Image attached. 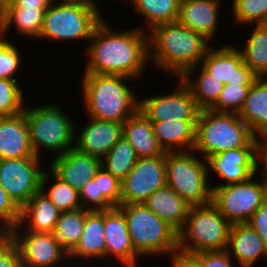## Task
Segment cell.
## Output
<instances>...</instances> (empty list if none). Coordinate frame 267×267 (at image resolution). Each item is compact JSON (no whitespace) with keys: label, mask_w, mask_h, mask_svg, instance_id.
Here are the masks:
<instances>
[{"label":"cell","mask_w":267,"mask_h":267,"mask_svg":"<svg viewBox=\"0 0 267 267\" xmlns=\"http://www.w3.org/2000/svg\"><path fill=\"white\" fill-rule=\"evenodd\" d=\"M108 24L103 18L92 32L84 73L142 77L149 63L148 31H113Z\"/></svg>","instance_id":"obj_1"},{"label":"cell","mask_w":267,"mask_h":267,"mask_svg":"<svg viewBox=\"0 0 267 267\" xmlns=\"http://www.w3.org/2000/svg\"><path fill=\"white\" fill-rule=\"evenodd\" d=\"M149 61L172 77H191L212 46L209 40L178 21L148 31Z\"/></svg>","instance_id":"obj_2"},{"label":"cell","mask_w":267,"mask_h":267,"mask_svg":"<svg viewBox=\"0 0 267 267\" xmlns=\"http://www.w3.org/2000/svg\"><path fill=\"white\" fill-rule=\"evenodd\" d=\"M132 78L84 73L82 97L87 117L123 123L139 110V99L127 85ZM126 82V83H125Z\"/></svg>","instance_id":"obj_3"},{"label":"cell","mask_w":267,"mask_h":267,"mask_svg":"<svg viewBox=\"0 0 267 267\" xmlns=\"http://www.w3.org/2000/svg\"><path fill=\"white\" fill-rule=\"evenodd\" d=\"M117 208L124 214L132 246L140 258L178 251V232L144 203L120 204Z\"/></svg>","instance_id":"obj_4"},{"label":"cell","mask_w":267,"mask_h":267,"mask_svg":"<svg viewBox=\"0 0 267 267\" xmlns=\"http://www.w3.org/2000/svg\"><path fill=\"white\" fill-rule=\"evenodd\" d=\"M255 137L237 113L200 110L194 151L206 160L211 155L246 147Z\"/></svg>","instance_id":"obj_5"},{"label":"cell","mask_w":267,"mask_h":267,"mask_svg":"<svg viewBox=\"0 0 267 267\" xmlns=\"http://www.w3.org/2000/svg\"><path fill=\"white\" fill-rule=\"evenodd\" d=\"M231 227L232 224L212 202L193 206L178 232V251L194 255L226 250Z\"/></svg>","instance_id":"obj_6"},{"label":"cell","mask_w":267,"mask_h":267,"mask_svg":"<svg viewBox=\"0 0 267 267\" xmlns=\"http://www.w3.org/2000/svg\"><path fill=\"white\" fill-rule=\"evenodd\" d=\"M25 115L36 157L41 156L40 149L57 153L55 157H58L74 148L75 130L78 126H75L60 105L48 103L39 107L25 106Z\"/></svg>","instance_id":"obj_7"},{"label":"cell","mask_w":267,"mask_h":267,"mask_svg":"<svg viewBox=\"0 0 267 267\" xmlns=\"http://www.w3.org/2000/svg\"><path fill=\"white\" fill-rule=\"evenodd\" d=\"M103 19L98 4L52 1L45 11L39 39L53 42L91 39L96 25Z\"/></svg>","instance_id":"obj_8"},{"label":"cell","mask_w":267,"mask_h":267,"mask_svg":"<svg viewBox=\"0 0 267 267\" xmlns=\"http://www.w3.org/2000/svg\"><path fill=\"white\" fill-rule=\"evenodd\" d=\"M194 150L166 152V184L191 207L212 202L207 162Z\"/></svg>","instance_id":"obj_9"},{"label":"cell","mask_w":267,"mask_h":267,"mask_svg":"<svg viewBox=\"0 0 267 267\" xmlns=\"http://www.w3.org/2000/svg\"><path fill=\"white\" fill-rule=\"evenodd\" d=\"M255 177L256 174L246 181L211 186L212 203L231 224L247 223L266 200L267 185Z\"/></svg>","instance_id":"obj_10"},{"label":"cell","mask_w":267,"mask_h":267,"mask_svg":"<svg viewBox=\"0 0 267 267\" xmlns=\"http://www.w3.org/2000/svg\"><path fill=\"white\" fill-rule=\"evenodd\" d=\"M40 166L39 157L0 159V183L20 208L41 190Z\"/></svg>","instance_id":"obj_11"},{"label":"cell","mask_w":267,"mask_h":267,"mask_svg":"<svg viewBox=\"0 0 267 267\" xmlns=\"http://www.w3.org/2000/svg\"><path fill=\"white\" fill-rule=\"evenodd\" d=\"M8 235L18 248L23 267H58L62 263L63 267L69 260L53 232L9 230Z\"/></svg>","instance_id":"obj_12"},{"label":"cell","mask_w":267,"mask_h":267,"mask_svg":"<svg viewBox=\"0 0 267 267\" xmlns=\"http://www.w3.org/2000/svg\"><path fill=\"white\" fill-rule=\"evenodd\" d=\"M176 89L169 94L139 98V110L150 121L197 120L200 109L190 89L177 78Z\"/></svg>","instance_id":"obj_13"},{"label":"cell","mask_w":267,"mask_h":267,"mask_svg":"<svg viewBox=\"0 0 267 267\" xmlns=\"http://www.w3.org/2000/svg\"><path fill=\"white\" fill-rule=\"evenodd\" d=\"M165 185V155L138 158L135 166L121 181L120 204L144 203L154 191Z\"/></svg>","instance_id":"obj_14"},{"label":"cell","mask_w":267,"mask_h":267,"mask_svg":"<svg viewBox=\"0 0 267 267\" xmlns=\"http://www.w3.org/2000/svg\"><path fill=\"white\" fill-rule=\"evenodd\" d=\"M205 72L223 84L252 85L258 76L243 62L240 49L228 43L211 46L200 62Z\"/></svg>","instance_id":"obj_15"},{"label":"cell","mask_w":267,"mask_h":267,"mask_svg":"<svg viewBox=\"0 0 267 267\" xmlns=\"http://www.w3.org/2000/svg\"><path fill=\"white\" fill-rule=\"evenodd\" d=\"M255 161L256 137L246 147L230 149L206 159L208 174L211 170L223 181L215 186L246 181L256 174Z\"/></svg>","instance_id":"obj_16"},{"label":"cell","mask_w":267,"mask_h":267,"mask_svg":"<svg viewBox=\"0 0 267 267\" xmlns=\"http://www.w3.org/2000/svg\"><path fill=\"white\" fill-rule=\"evenodd\" d=\"M105 258L115 257L123 267H136L140 257L134 250L124 214L114 207L104 210Z\"/></svg>","instance_id":"obj_17"},{"label":"cell","mask_w":267,"mask_h":267,"mask_svg":"<svg viewBox=\"0 0 267 267\" xmlns=\"http://www.w3.org/2000/svg\"><path fill=\"white\" fill-rule=\"evenodd\" d=\"M88 124L78 134L75 130L74 148L84 154L103 158L122 137L123 123L88 117Z\"/></svg>","instance_id":"obj_18"},{"label":"cell","mask_w":267,"mask_h":267,"mask_svg":"<svg viewBox=\"0 0 267 267\" xmlns=\"http://www.w3.org/2000/svg\"><path fill=\"white\" fill-rule=\"evenodd\" d=\"M50 169L63 181L78 191L93 179L101 168V158L70 149L63 155L54 157Z\"/></svg>","instance_id":"obj_19"},{"label":"cell","mask_w":267,"mask_h":267,"mask_svg":"<svg viewBox=\"0 0 267 267\" xmlns=\"http://www.w3.org/2000/svg\"><path fill=\"white\" fill-rule=\"evenodd\" d=\"M36 157L33 151L25 109L14 116L0 117V159Z\"/></svg>","instance_id":"obj_20"},{"label":"cell","mask_w":267,"mask_h":267,"mask_svg":"<svg viewBox=\"0 0 267 267\" xmlns=\"http://www.w3.org/2000/svg\"><path fill=\"white\" fill-rule=\"evenodd\" d=\"M226 251L240 267H253L258 259H267L264 241L247 223L232 224Z\"/></svg>","instance_id":"obj_21"},{"label":"cell","mask_w":267,"mask_h":267,"mask_svg":"<svg viewBox=\"0 0 267 267\" xmlns=\"http://www.w3.org/2000/svg\"><path fill=\"white\" fill-rule=\"evenodd\" d=\"M220 0H190L180 4L178 22L209 41L217 33Z\"/></svg>","instance_id":"obj_22"},{"label":"cell","mask_w":267,"mask_h":267,"mask_svg":"<svg viewBox=\"0 0 267 267\" xmlns=\"http://www.w3.org/2000/svg\"><path fill=\"white\" fill-rule=\"evenodd\" d=\"M61 212L41 190L21 208V219L10 230L53 232ZM25 224V225H24ZM25 226V228H24Z\"/></svg>","instance_id":"obj_23"},{"label":"cell","mask_w":267,"mask_h":267,"mask_svg":"<svg viewBox=\"0 0 267 267\" xmlns=\"http://www.w3.org/2000/svg\"><path fill=\"white\" fill-rule=\"evenodd\" d=\"M151 122L154 135L165 152L194 150L197 120Z\"/></svg>","instance_id":"obj_24"},{"label":"cell","mask_w":267,"mask_h":267,"mask_svg":"<svg viewBox=\"0 0 267 267\" xmlns=\"http://www.w3.org/2000/svg\"><path fill=\"white\" fill-rule=\"evenodd\" d=\"M144 204L160 219L179 232L186 221L191 206L169 185L154 191Z\"/></svg>","instance_id":"obj_25"},{"label":"cell","mask_w":267,"mask_h":267,"mask_svg":"<svg viewBox=\"0 0 267 267\" xmlns=\"http://www.w3.org/2000/svg\"><path fill=\"white\" fill-rule=\"evenodd\" d=\"M104 210H87L84 223V230L80 241L75 248L68 254V259H86L90 261L105 258V239H104ZM72 258V259H71ZM94 258V259H93ZM89 259V260H88Z\"/></svg>","instance_id":"obj_26"},{"label":"cell","mask_w":267,"mask_h":267,"mask_svg":"<svg viewBox=\"0 0 267 267\" xmlns=\"http://www.w3.org/2000/svg\"><path fill=\"white\" fill-rule=\"evenodd\" d=\"M122 135L132 145L138 158L166 155L154 135L152 122L140 110L123 122Z\"/></svg>","instance_id":"obj_27"},{"label":"cell","mask_w":267,"mask_h":267,"mask_svg":"<svg viewBox=\"0 0 267 267\" xmlns=\"http://www.w3.org/2000/svg\"><path fill=\"white\" fill-rule=\"evenodd\" d=\"M47 9L48 7H7L5 17L0 23V37H6L7 40V32L13 24L17 34L39 40Z\"/></svg>","instance_id":"obj_28"},{"label":"cell","mask_w":267,"mask_h":267,"mask_svg":"<svg viewBox=\"0 0 267 267\" xmlns=\"http://www.w3.org/2000/svg\"><path fill=\"white\" fill-rule=\"evenodd\" d=\"M238 115L255 136L267 134V77H258L250 86Z\"/></svg>","instance_id":"obj_29"},{"label":"cell","mask_w":267,"mask_h":267,"mask_svg":"<svg viewBox=\"0 0 267 267\" xmlns=\"http://www.w3.org/2000/svg\"><path fill=\"white\" fill-rule=\"evenodd\" d=\"M124 1V0H121ZM147 24L148 31L163 23L178 21L180 3L177 0H125Z\"/></svg>","instance_id":"obj_30"},{"label":"cell","mask_w":267,"mask_h":267,"mask_svg":"<svg viewBox=\"0 0 267 267\" xmlns=\"http://www.w3.org/2000/svg\"><path fill=\"white\" fill-rule=\"evenodd\" d=\"M253 27L240 52L243 62L258 77H267V24H254Z\"/></svg>","instance_id":"obj_31"},{"label":"cell","mask_w":267,"mask_h":267,"mask_svg":"<svg viewBox=\"0 0 267 267\" xmlns=\"http://www.w3.org/2000/svg\"><path fill=\"white\" fill-rule=\"evenodd\" d=\"M50 176H53L50 179L53 182L55 181L54 183L49 182L48 179ZM48 183L52 185L50 184V187L48 186L47 188ZM41 191L47 195L60 212L73 211L81 208L79 191L60 179L51 169L43 173Z\"/></svg>","instance_id":"obj_32"},{"label":"cell","mask_w":267,"mask_h":267,"mask_svg":"<svg viewBox=\"0 0 267 267\" xmlns=\"http://www.w3.org/2000/svg\"><path fill=\"white\" fill-rule=\"evenodd\" d=\"M86 209L61 212L54 228V236L69 254L80 241L84 230Z\"/></svg>","instance_id":"obj_33"},{"label":"cell","mask_w":267,"mask_h":267,"mask_svg":"<svg viewBox=\"0 0 267 267\" xmlns=\"http://www.w3.org/2000/svg\"><path fill=\"white\" fill-rule=\"evenodd\" d=\"M137 160L138 156L134 148L122 135L118 142L101 159V167L122 181L135 166Z\"/></svg>","instance_id":"obj_34"},{"label":"cell","mask_w":267,"mask_h":267,"mask_svg":"<svg viewBox=\"0 0 267 267\" xmlns=\"http://www.w3.org/2000/svg\"><path fill=\"white\" fill-rule=\"evenodd\" d=\"M198 77H180L182 82L190 89L193 98L200 110L210 109L217 101L224 84L205 72L202 68ZM195 80V81H194Z\"/></svg>","instance_id":"obj_35"},{"label":"cell","mask_w":267,"mask_h":267,"mask_svg":"<svg viewBox=\"0 0 267 267\" xmlns=\"http://www.w3.org/2000/svg\"><path fill=\"white\" fill-rule=\"evenodd\" d=\"M231 5L236 24H267V0H232Z\"/></svg>","instance_id":"obj_36"},{"label":"cell","mask_w":267,"mask_h":267,"mask_svg":"<svg viewBox=\"0 0 267 267\" xmlns=\"http://www.w3.org/2000/svg\"><path fill=\"white\" fill-rule=\"evenodd\" d=\"M17 80L0 78V117L14 116L25 109L23 90Z\"/></svg>","instance_id":"obj_37"},{"label":"cell","mask_w":267,"mask_h":267,"mask_svg":"<svg viewBox=\"0 0 267 267\" xmlns=\"http://www.w3.org/2000/svg\"><path fill=\"white\" fill-rule=\"evenodd\" d=\"M250 86L224 84L216 103L210 110L239 114L247 98Z\"/></svg>","instance_id":"obj_38"},{"label":"cell","mask_w":267,"mask_h":267,"mask_svg":"<svg viewBox=\"0 0 267 267\" xmlns=\"http://www.w3.org/2000/svg\"><path fill=\"white\" fill-rule=\"evenodd\" d=\"M11 41L0 37V78L17 80L14 78L19 71L22 60L19 47Z\"/></svg>","instance_id":"obj_39"},{"label":"cell","mask_w":267,"mask_h":267,"mask_svg":"<svg viewBox=\"0 0 267 267\" xmlns=\"http://www.w3.org/2000/svg\"><path fill=\"white\" fill-rule=\"evenodd\" d=\"M81 207L87 210H109L115 206L102 194L99 193L98 181L90 179L79 190Z\"/></svg>","instance_id":"obj_40"},{"label":"cell","mask_w":267,"mask_h":267,"mask_svg":"<svg viewBox=\"0 0 267 267\" xmlns=\"http://www.w3.org/2000/svg\"><path fill=\"white\" fill-rule=\"evenodd\" d=\"M99 193H102L115 207L120 205L121 181L101 167L96 176Z\"/></svg>","instance_id":"obj_41"},{"label":"cell","mask_w":267,"mask_h":267,"mask_svg":"<svg viewBox=\"0 0 267 267\" xmlns=\"http://www.w3.org/2000/svg\"><path fill=\"white\" fill-rule=\"evenodd\" d=\"M21 219V208L8 195L0 183V223L8 231L17 226Z\"/></svg>","instance_id":"obj_42"},{"label":"cell","mask_w":267,"mask_h":267,"mask_svg":"<svg viewBox=\"0 0 267 267\" xmlns=\"http://www.w3.org/2000/svg\"><path fill=\"white\" fill-rule=\"evenodd\" d=\"M0 267H23L18 248L9 235L0 239Z\"/></svg>","instance_id":"obj_43"},{"label":"cell","mask_w":267,"mask_h":267,"mask_svg":"<svg viewBox=\"0 0 267 267\" xmlns=\"http://www.w3.org/2000/svg\"><path fill=\"white\" fill-rule=\"evenodd\" d=\"M200 267H234L233 259L226 250L204 251L194 254Z\"/></svg>","instance_id":"obj_44"},{"label":"cell","mask_w":267,"mask_h":267,"mask_svg":"<svg viewBox=\"0 0 267 267\" xmlns=\"http://www.w3.org/2000/svg\"><path fill=\"white\" fill-rule=\"evenodd\" d=\"M247 224L262 238L267 247V198Z\"/></svg>","instance_id":"obj_45"},{"label":"cell","mask_w":267,"mask_h":267,"mask_svg":"<svg viewBox=\"0 0 267 267\" xmlns=\"http://www.w3.org/2000/svg\"><path fill=\"white\" fill-rule=\"evenodd\" d=\"M261 136V137H260ZM256 175L259 173V169L263 168V171H260L262 173V176L264 177L262 180L267 185V134H262L259 136H256Z\"/></svg>","instance_id":"obj_46"},{"label":"cell","mask_w":267,"mask_h":267,"mask_svg":"<svg viewBox=\"0 0 267 267\" xmlns=\"http://www.w3.org/2000/svg\"><path fill=\"white\" fill-rule=\"evenodd\" d=\"M172 267H200L197 258L192 254L177 251L169 255Z\"/></svg>","instance_id":"obj_47"},{"label":"cell","mask_w":267,"mask_h":267,"mask_svg":"<svg viewBox=\"0 0 267 267\" xmlns=\"http://www.w3.org/2000/svg\"><path fill=\"white\" fill-rule=\"evenodd\" d=\"M52 0H16L7 7H49Z\"/></svg>","instance_id":"obj_48"},{"label":"cell","mask_w":267,"mask_h":267,"mask_svg":"<svg viewBox=\"0 0 267 267\" xmlns=\"http://www.w3.org/2000/svg\"><path fill=\"white\" fill-rule=\"evenodd\" d=\"M52 1H56V0H52ZM57 2L98 4V3H96V0H57Z\"/></svg>","instance_id":"obj_49"},{"label":"cell","mask_w":267,"mask_h":267,"mask_svg":"<svg viewBox=\"0 0 267 267\" xmlns=\"http://www.w3.org/2000/svg\"><path fill=\"white\" fill-rule=\"evenodd\" d=\"M7 11V4L5 0H0V23L3 21Z\"/></svg>","instance_id":"obj_50"},{"label":"cell","mask_w":267,"mask_h":267,"mask_svg":"<svg viewBox=\"0 0 267 267\" xmlns=\"http://www.w3.org/2000/svg\"><path fill=\"white\" fill-rule=\"evenodd\" d=\"M7 236H8V230L3 225H0V239H3Z\"/></svg>","instance_id":"obj_51"},{"label":"cell","mask_w":267,"mask_h":267,"mask_svg":"<svg viewBox=\"0 0 267 267\" xmlns=\"http://www.w3.org/2000/svg\"><path fill=\"white\" fill-rule=\"evenodd\" d=\"M16 0H5L6 4L9 5L11 3H14Z\"/></svg>","instance_id":"obj_52"},{"label":"cell","mask_w":267,"mask_h":267,"mask_svg":"<svg viewBox=\"0 0 267 267\" xmlns=\"http://www.w3.org/2000/svg\"><path fill=\"white\" fill-rule=\"evenodd\" d=\"M180 4H182V3H185V2H187V1H190V0H177Z\"/></svg>","instance_id":"obj_53"}]
</instances>
